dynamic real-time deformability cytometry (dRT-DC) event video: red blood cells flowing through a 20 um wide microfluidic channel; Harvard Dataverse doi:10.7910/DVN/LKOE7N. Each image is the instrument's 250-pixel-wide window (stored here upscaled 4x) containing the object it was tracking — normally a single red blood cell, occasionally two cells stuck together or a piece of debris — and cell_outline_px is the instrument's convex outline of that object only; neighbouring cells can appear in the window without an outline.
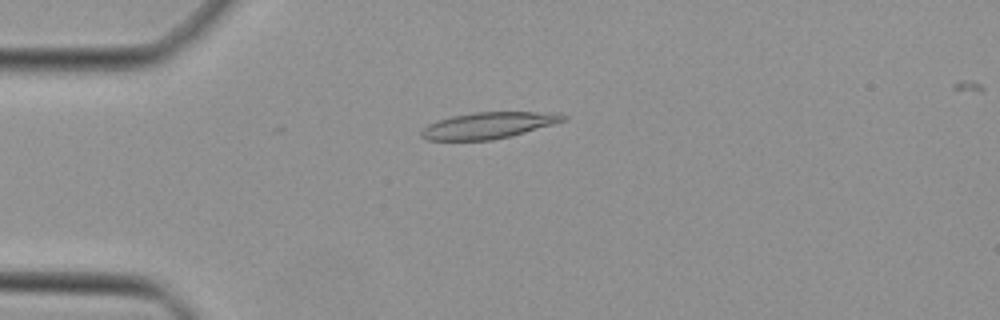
{"species": "Egyptian fruit bat (a non-hibernating species)", "species_latin": "Rousettus aegyptiacus", "temperature_condition": "cold", "stored_images_in_passage": 40, "camera_frame_rate_fps": 3000, "um_per_image_px": 0.085, "animal": {"sex": "female"}, "frame": {"image": 1, "passage_image": 5, "time_ms": 1.333, "image_size_px": [1000, 320], "cell_outline_px": [[568, 120], [512, 136], [492, 140], [428, 140], [420, 136], [420, 132], [428, 124], [452, 116], [476, 112], [560, 112], [568, 116]], "centroid_in_image_um": [41.59, 10.65], "position_along_channel_um": 43.4, "area_um2": 21.91}}
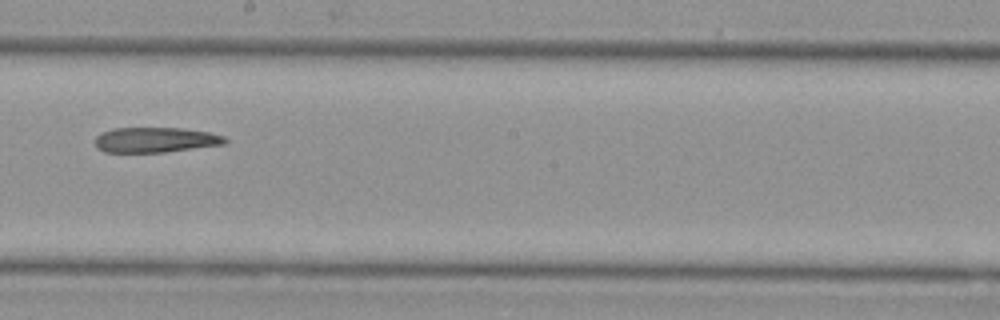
{"frame": {"image": 2, "passage_image": 20, "time_ms": 6.333, "image_size_px": [1000, 320], "cell_outline_px": [[228, 144], [164, 152], [104, 152], [96, 148], [96, 136], [100, 132], [112, 128], [180, 128], [208, 132], [224, 136], [228, 140]], "centroid_in_image_um": [13.21, 11.89], "position_along_channel_um": 235.0, "area_um2": 19.19}}
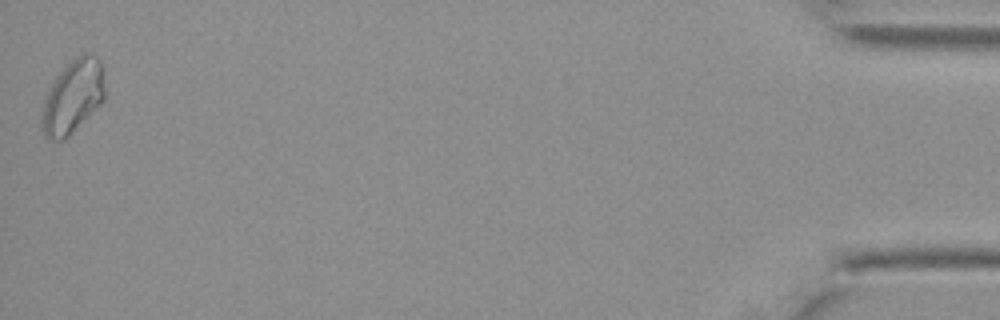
{"frame": {"image": 3, "passage_image": 40, "time_ms": 13.0, "image_size_px": [1000, 320], "cell_outline_px": [[104, 100], [64, 140], [48, 140], [44, 136], [40, 128], [40, 116], [44, 100], [48, 88], [56, 76], [76, 56], [84, 52], [92, 52], [104, 64]], "centroid_in_image_um": [6.18, 8.2], "position_along_channel_um": 429.0, "area_um2": 27.4}}